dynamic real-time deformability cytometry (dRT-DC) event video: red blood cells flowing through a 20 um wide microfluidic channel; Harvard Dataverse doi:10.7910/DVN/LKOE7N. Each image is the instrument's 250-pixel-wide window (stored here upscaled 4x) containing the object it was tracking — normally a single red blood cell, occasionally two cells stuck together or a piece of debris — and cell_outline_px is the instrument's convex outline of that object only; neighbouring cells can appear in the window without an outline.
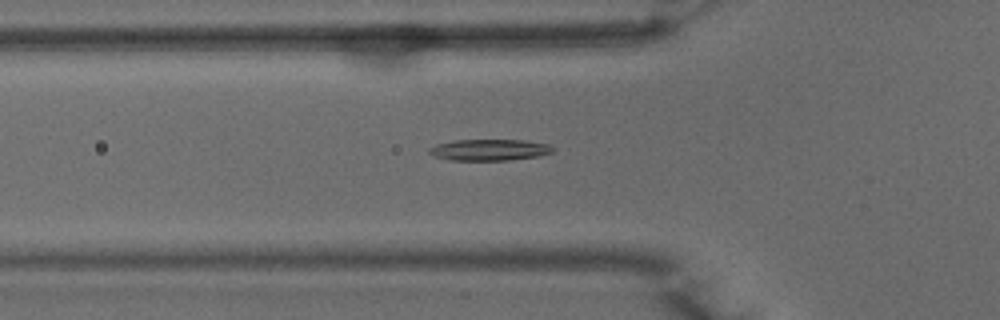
{"species": "common noctule bat (a hibernating species)", "species_latin": "Nyctalus noctula", "temperature_condition": "warm", "stored_images_in_passage": 41, "camera_frame_rate_fps": 3000, "um_per_image_px": 0.085, "animal": {"sex": "male", "body_mass_g": 15.6}, "frame": {"image": 1, "passage_image": 11, "time_ms": 3.333, "image_size_px": [1000, 320], "cell_outline_px": [[552, 152], [536, 156], [508, 160], [448, 160], [436, 156], [428, 152], [428, 148], [436, 144], [456, 140], [524, 140], [548, 144], [552, 148]], "centroid_in_image_um": [41.55, 12.73], "position_along_channel_um": 84.2, "area_um2": 15.14}}
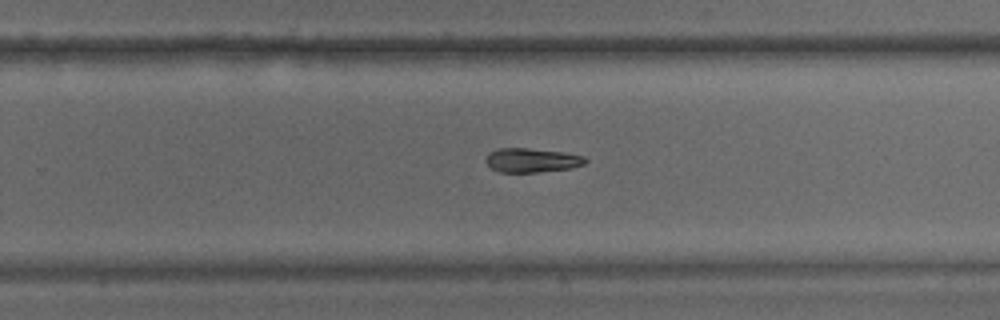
{"frame": {"image": 2, "passage_image": 26, "time_ms": 8.333, "image_size_px": [1000, 320], "cell_outline_px": [[588, 160], [584, 164], [572, 168], [540, 172], [500, 172], [492, 168], [484, 160], [488, 152], [500, 148], [528, 148], [564, 152], [584, 156]], "centroid_in_image_um": [45.21, 13.62], "position_along_channel_um": 284.6, "area_um2": 14.1}}
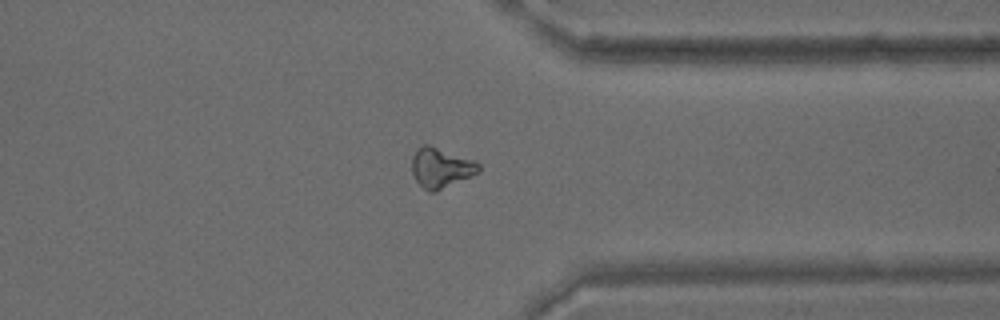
{"frame": {"image": 3, "passage_image": 33, "time_ms": 10.667, "image_size_px": [1000, 320], "cell_outline_px": [[480, 172], [436, 192], [428, 192], [416, 180], [412, 172], [412, 156], [416, 148], [424, 144], [428, 144], [476, 160], [480, 164]], "centroid_in_image_um": [37.49, 14.25], "position_along_channel_um": 373.9, "area_um2": 15.78}}